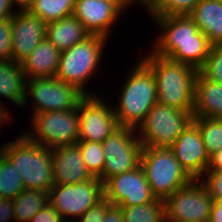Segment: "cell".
<instances>
[{"mask_svg": "<svg viewBox=\"0 0 222 222\" xmlns=\"http://www.w3.org/2000/svg\"><path fill=\"white\" fill-rule=\"evenodd\" d=\"M10 221L15 222L13 199L0 198V222Z\"/></svg>", "mask_w": 222, "mask_h": 222, "instance_id": "d590c367", "label": "cell"}, {"mask_svg": "<svg viewBox=\"0 0 222 222\" xmlns=\"http://www.w3.org/2000/svg\"><path fill=\"white\" fill-rule=\"evenodd\" d=\"M0 3H11L10 0H0Z\"/></svg>", "mask_w": 222, "mask_h": 222, "instance_id": "ee69618b", "label": "cell"}, {"mask_svg": "<svg viewBox=\"0 0 222 222\" xmlns=\"http://www.w3.org/2000/svg\"><path fill=\"white\" fill-rule=\"evenodd\" d=\"M12 3V6L16 7V5L19 7L15 11H27L33 4L34 0H10Z\"/></svg>", "mask_w": 222, "mask_h": 222, "instance_id": "60d3db41", "label": "cell"}, {"mask_svg": "<svg viewBox=\"0 0 222 222\" xmlns=\"http://www.w3.org/2000/svg\"><path fill=\"white\" fill-rule=\"evenodd\" d=\"M51 155L55 184H77L93 178L77 144L52 149Z\"/></svg>", "mask_w": 222, "mask_h": 222, "instance_id": "ac0fdd59", "label": "cell"}, {"mask_svg": "<svg viewBox=\"0 0 222 222\" xmlns=\"http://www.w3.org/2000/svg\"><path fill=\"white\" fill-rule=\"evenodd\" d=\"M149 50L142 60L154 73L158 103L193 112L195 80L199 71Z\"/></svg>", "mask_w": 222, "mask_h": 222, "instance_id": "7a4b0ae2", "label": "cell"}, {"mask_svg": "<svg viewBox=\"0 0 222 222\" xmlns=\"http://www.w3.org/2000/svg\"><path fill=\"white\" fill-rule=\"evenodd\" d=\"M103 198V182L98 177L77 184H55L48 192V201L64 222H74Z\"/></svg>", "mask_w": 222, "mask_h": 222, "instance_id": "9c48e42d", "label": "cell"}, {"mask_svg": "<svg viewBox=\"0 0 222 222\" xmlns=\"http://www.w3.org/2000/svg\"><path fill=\"white\" fill-rule=\"evenodd\" d=\"M10 141L0 146V151L19 172L24 188L49 192L55 185L51 149L33 142L24 133Z\"/></svg>", "mask_w": 222, "mask_h": 222, "instance_id": "277c9868", "label": "cell"}, {"mask_svg": "<svg viewBox=\"0 0 222 222\" xmlns=\"http://www.w3.org/2000/svg\"><path fill=\"white\" fill-rule=\"evenodd\" d=\"M26 98L24 106L28 104V96L34 104L32 115L48 111H65L77 108L80 100L85 96L76 87L64 83L56 77L28 79L26 82Z\"/></svg>", "mask_w": 222, "mask_h": 222, "instance_id": "8fae6325", "label": "cell"}, {"mask_svg": "<svg viewBox=\"0 0 222 222\" xmlns=\"http://www.w3.org/2000/svg\"><path fill=\"white\" fill-rule=\"evenodd\" d=\"M107 40L104 36L90 35L70 49L62 51L55 77L76 87L84 95H96L85 89L87 81L97 72Z\"/></svg>", "mask_w": 222, "mask_h": 222, "instance_id": "5b68a950", "label": "cell"}, {"mask_svg": "<svg viewBox=\"0 0 222 222\" xmlns=\"http://www.w3.org/2000/svg\"><path fill=\"white\" fill-rule=\"evenodd\" d=\"M98 95H85L78 103L79 141L103 142L119 127L113 107Z\"/></svg>", "mask_w": 222, "mask_h": 222, "instance_id": "4fadbf2b", "label": "cell"}, {"mask_svg": "<svg viewBox=\"0 0 222 222\" xmlns=\"http://www.w3.org/2000/svg\"><path fill=\"white\" fill-rule=\"evenodd\" d=\"M12 60L21 63L46 38V23L27 11L11 18Z\"/></svg>", "mask_w": 222, "mask_h": 222, "instance_id": "e0dca14e", "label": "cell"}, {"mask_svg": "<svg viewBox=\"0 0 222 222\" xmlns=\"http://www.w3.org/2000/svg\"><path fill=\"white\" fill-rule=\"evenodd\" d=\"M181 167L192 179H200L207 171V154L198 127L192 122L169 147Z\"/></svg>", "mask_w": 222, "mask_h": 222, "instance_id": "2e32d148", "label": "cell"}, {"mask_svg": "<svg viewBox=\"0 0 222 222\" xmlns=\"http://www.w3.org/2000/svg\"><path fill=\"white\" fill-rule=\"evenodd\" d=\"M30 222H64V220L48 201V203L34 215Z\"/></svg>", "mask_w": 222, "mask_h": 222, "instance_id": "e575fe53", "label": "cell"}, {"mask_svg": "<svg viewBox=\"0 0 222 222\" xmlns=\"http://www.w3.org/2000/svg\"><path fill=\"white\" fill-rule=\"evenodd\" d=\"M0 60H12L11 19L0 21Z\"/></svg>", "mask_w": 222, "mask_h": 222, "instance_id": "d6a6232c", "label": "cell"}, {"mask_svg": "<svg viewBox=\"0 0 222 222\" xmlns=\"http://www.w3.org/2000/svg\"><path fill=\"white\" fill-rule=\"evenodd\" d=\"M27 78L22 71L20 63L13 60H0V96L12 101L18 107L24 106L26 98ZM8 114L9 110L1 104Z\"/></svg>", "mask_w": 222, "mask_h": 222, "instance_id": "7402d4cb", "label": "cell"}, {"mask_svg": "<svg viewBox=\"0 0 222 222\" xmlns=\"http://www.w3.org/2000/svg\"><path fill=\"white\" fill-rule=\"evenodd\" d=\"M164 201L166 221H209L213 199L200 179H192Z\"/></svg>", "mask_w": 222, "mask_h": 222, "instance_id": "7c38bea8", "label": "cell"}, {"mask_svg": "<svg viewBox=\"0 0 222 222\" xmlns=\"http://www.w3.org/2000/svg\"><path fill=\"white\" fill-rule=\"evenodd\" d=\"M103 222H124V217L120 207L112 205L105 214Z\"/></svg>", "mask_w": 222, "mask_h": 222, "instance_id": "8d00e7d4", "label": "cell"}, {"mask_svg": "<svg viewBox=\"0 0 222 222\" xmlns=\"http://www.w3.org/2000/svg\"><path fill=\"white\" fill-rule=\"evenodd\" d=\"M192 122L198 127L209 156L222 149V119L193 117Z\"/></svg>", "mask_w": 222, "mask_h": 222, "instance_id": "83f0119b", "label": "cell"}, {"mask_svg": "<svg viewBox=\"0 0 222 222\" xmlns=\"http://www.w3.org/2000/svg\"><path fill=\"white\" fill-rule=\"evenodd\" d=\"M31 132L24 134L33 142L49 149L75 145L79 141L77 108L48 111L31 115ZM33 127V128H32Z\"/></svg>", "mask_w": 222, "mask_h": 222, "instance_id": "ba28073f", "label": "cell"}, {"mask_svg": "<svg viewBox=\"0 0 222 222\" xmlns=\"http://www.w3.org/2000/svg\"><path fill=\"white\" fill-rule=\"evenodd\" d=\"M189 16L211 45L222 43V0H200Z\"/></svg>", "mask_w": 222, "mask_h": 222, "instance_id": "44dd1931", "label": "cell"}, {"mask_svg": "<svg viewBox=\"0 0 222 222\" xmlns=\"http://www.w3.org/2000/svg\"><path fill=\"white\" fill-rule=\"evenodd\" d=\"M48 203V192L24 189L13 199L15 222H30L34 215Z\"/></svg>", "mask_w": 222, "mask_h": 222, "instance_id": "cb8c5ba5", "label": "cell"}, {"mask_svg": "<svg viewBox=\"0 0 222 222\" xmlns=\"http://www.w3.org/2000/svg\"><path fill=\"white\" fill-rule=\"evenodd\" d=\"M133 4L135 2H139V4L142 6V4L146 1V0H130Z\"/></svg>", "mask_w": 222, "mask_h": 222, "instance_id": "7bdbcfd3", "label": "cell"}, {"mask_svg": "<svg viewBox=\"0 0 222 222\" xmlns=\"http://www.w3.org/2000/svg\"><path fill=\"white\" fill-rule=\"evenodd\" d=\"M83 161L93 177H100L104 167V149L101 142L78 141Z\"/></svg>", "mask_w": 222, "mask_h": 222, "instance_id": "f546056e", "label": "cell"}, {"mask_svg": "<svg viewBox=\"0 0 222 222\" xmlns=\"http://www.w3.org/2000/svg\"><path fill=\"white\" fill-rule=\"evenodd\" d=\"M131 4L130 0H76L73 15L90 35L109 39L118 17L125 14Z\"/></svg>", "mask_w": 222, "mask_h": 222, "instance_id": "9a60e30c", "label": "cell"}, {"mask_svg": "<svg viewBox=\"0 0 222 222\" xmlns=\"http://www.w3.org/2000/svg\"><path fill=\"white\" fill-rule=\"evenodd\" d=\"M136 129L119 126L103 142L104 167L99 177L103 184L111 177L136 169L140 165L143 145Z\"/></svg>", "mask_w": 222, "mask_h": 222, "instance_id": "30bf717a", "label": "cell"}, {"mask_svg": "<svg viewBox=\"0 0 222 222\" xmlns=\"http://www.w3.org/2000/svg\"><path fill=\"white\" fill-rule=\"evenodd\" d=\"M199 72L208 80L222 84V48L212 45L205 64Z\"/></svg>", "mask_w": 222, "mask_h": 222, "instance_id": "4dcf8cb0", "label": "cell"}, {"mask_svg": "<svg viewBox=\"0 0 222 222\" xmlns=\"http://www.w3.org/2000/svg\"><path fill=\"white\" fill-rule=\"evenodd\" d=\"M76 0H34L28 11L46 24L73 15Z\"/></svg>", "mask_w": 222, "mask_h": 222, "instance_id": "d4e9b609", "label": "cell"}, {"mask_svg": "<svg viewBox=\"0 0 222 222\" xmlns=\"http://www.w3.org/2000/svg\"><path fill=\"white\" fill-rule=\"evenodd\" d=\"M193 121V112L156 103L136 129L143 147L169 148Z\"/></svg>", "mask_w": 222, "mask_h": 222, "instance_id": "52a82bcc", "label": "cell"}, {"mask_svg": "<svg viewBox=\"0 0 222 222\" xmlns=\"http://www.w3.org/2000/svg\"><path fill=\"white\" fill-rule=\"evenodd\" d=\"M135 64L120 90L113 111L119 126L137 129L158 99L152 69L141 59Z\"/></svg>", "mask_w": 222, "mask_h": 222, "instance_id": "3957f363", "label": "cell"}, {"mask_svg": "<svg viewBox=\"0 0 222 222\" xmlns=\"http://www.w3.org/2000/svg\"><path fill=\"white\" fill-rule=\"evenodd\" d=\"M124 222H166L165 201L156 199L144 205L120 207Z\"/></svg>", "mask_w": 222, "mask_h": 222, "instance_id": "484cf974", "label": "cell"}, {"mask_svg": "<svg viewBox=\"0 0 222 222\" xmlns=\"http://www.w3.org/2000/svg\"><path fill=\"white\" fill-rule=\"evenodd\" d=\"M111 206L112 203L103 198L74 222H103L105 219V214Z\"/></svg>", "mask_w": 222, "mask_h": 222, "instance_id": "836d02e7", "label": "cell"}, {"mask_svg": "<svg viewBox=\"0 0 222 222\" xmlns=\"http://www.w3.org/2000/svg\"><path fill=\"white\" fill-rule=\"evenodd\" d=\"M10 119H11L10 115L2 107H0V127L2 125V122L3 123H6L7 121L10 122Z\"/></svg>", "mask_w": 222, "mask_h": 222, "instance_id": "b9f144b4", "label": "cell"}, {"mask_svg": "<svg viewBox=\"0 0 222 222\" xmlns=\"http://www.w3.org/2000/svg\"><path fill=\"white\" fill-rule=\"evenodd\" d=\"M59 51L47 38L41 41L20 64L28 79L55 77L60 61Z\"/></svg>", "mask_w": 222, "mask_h": 222, "instance_id": "d6986e66", "label": "cell"}, {"mask_svg": "<svg viewBox=\"0 0 222 222\" xmlns=\"http://www.w3.org/2000/svg\"><path fill=\"white\" fill-rule=\"evenodd\" d=\"M207 170H222V149H219L209 156Z\"/></svg>", "mask_w": 222, "mask_h": 222, "instance_id": "f35d334b", "label": "cell"}, {"mask_svg": "<svg viewBox=\"0 0 222 222\" xmlns=\"http://www.w3.org/2000/svg\"><path fill=\"white\" fill-rule=\"evenodd\" d=\"M166 222H189V221H166ZM190 222H195V221H190Z\"/></svg>", "mask_w": 222, "mask_h": 222, "instance_id": "f6af8a7d", "label": "cell"}, {"mask_svg": "<svg viewBox=\"0 0 222 222\" xmlns=\"http://www.w3.org/2000/svg\"><path fill=\"white\" fill-rule=\"evenodd\" d=\"M208 222H222V198L213 200Z\"/></svg>", "mask_w": 222, "mask_h": 222, "instance_id": "74e56055", "label": "cell"}, {"mask_svg": "<svg viewBox=\"0 0 222 222\" xmlns=\"http://www.w3.org/2000/svg\"><path fill=\"white\" fill-rule=\"evenodd\" d=\"M24 189L19 172L0 151V198L14 199Z\"/></svg>", "mask_w": 222, "mask_h": 222, "instance_id": "4316f807", "label": "cell"}, {"mask_svg": "<svg viewBox=\"0 0 222 222\" xmlns=\"http://www.w3.org/2000/svg\"><path fill=\"white\" fill-rule=\"evenodd\" d=\"M193 117L222 119V84L198 72L195 80Z\"/></svg>", "mask_w": 222, "mask_h": 222, "instance_id": "ffe728a7", "label": "cell"}, {"mask_svg": "<svg viewBox=\"0 0 222 222\" xmlns=\"http://www.w3.org/2000/svg\"><path fill=\"white\" fill-rule=\"evenodd\" d=\"M140 166L158 199L165 200L192 180L167 147H143Z\"/></svg>", "mask_w": 222, "mask_h": 222, "instance_id": "8992f818", "label": "cell"}, {"mask_svg": "<svg viewBox=\"0 0 222 222\" xmlns=\"http://www.w3.org/2000/svg\"><path fill=\"white\" fill-rule=\"evenodd\" d=\"M200 0H146L142 6L150 16L189 15Z\"/></svg>", "mask_w": 222, "mask_h": 222, "instance_id": "f1b7e54d", "label": "cell"}, {"mask_svg": "<svg viewBox=\"0 0 222 222\" xmlns=\"http://www.w3.org/2000/svg\"><path fill=\"white\" fill-rule=\"evenodd\" d=\"M200 180L213 200L222 198V170H207Z\"/></svg>", "mask_w": 222, "mask_h": 222, "instance_id": "1f68e13d", "label": "cell"}, {"mask_svg": "<svg viewBox=\"0 0 222 222\" xmlns=\"http://www.w3.org/2000/svg\"><path fill=\"white\" fill-rule=\"evenodd\" d=\"M103 190L104 198L118 207L144 205L157 199L140 165L136 169L109 178L103 184Z\"/></svg>", "mask_w": 222, "mask_h": 222, "instance_id": "5bb4252c", "label": "cell"}, {"mask_svg": "<svg viewBox=\"0 0 222 222\" xmlns=\"http://www.w3.org/2000/svg\"><path fill=\"white\" fill-rule=\"evenodd\" d=\"M159 29L151 48L156 54L200 70L211 44L189 15L151 16Z\"/></svg>", "mask_w": 222, "mask_h": 222, "instance_id": "6da1fadb", "label": "cell"}, {"mask_svg": "<svg viewBox=\"0 0 222 222\" xmlns=\"http://www.w3.org/2000/svg\"><path fill=\"white\" fill-rule=\"evenodd\" d=\"M14 14L12 3H0V21L11 19Z\"/></svg>", "mask_w": 222, "mask_h": 222, "instance_id": "ab89813d", "label": "cell"}, {"mask_svg": "<svg viewBox=\"0 0 222 222\" xmlns=\"http://www.w3.org/2000/svg\"><path fill=\"white\" fill-rule=\"evenodd\" d=\"M88 36L90 33L74 15L46 24V38L61 52Z\"/></svg>", "mask_w": 222, "mask_h": 222, "instance_id": "603a6c76", "label": "cell"}]
</instances>
